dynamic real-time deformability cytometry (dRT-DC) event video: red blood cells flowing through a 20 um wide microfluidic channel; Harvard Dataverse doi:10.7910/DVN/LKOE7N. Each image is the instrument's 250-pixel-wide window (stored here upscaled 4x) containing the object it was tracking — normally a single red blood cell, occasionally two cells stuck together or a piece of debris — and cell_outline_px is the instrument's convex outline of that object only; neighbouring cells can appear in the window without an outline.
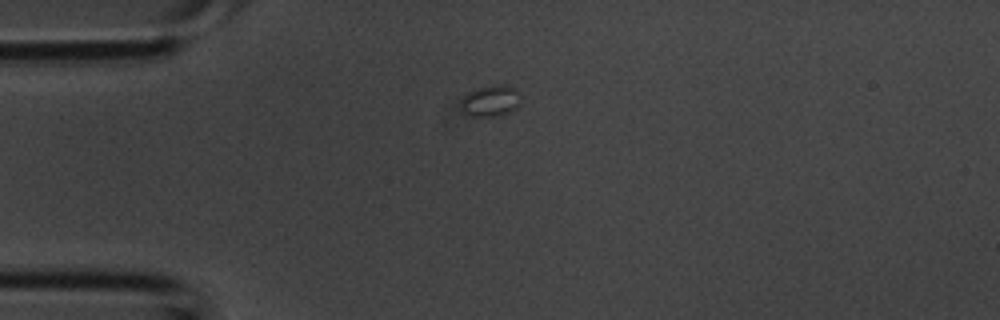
{"species": "common noctule bat (a hibernating species)", "species_latin": "Nyctalus noctula", "temperature_condition": "room temperature", "stored_images_in_passage": 3, "camera_frame_rate_fps": 3000, "um_per_image_px": 0.085, "animal": {"sex": "male", "body_mass_g": 20.1, "forearm_length_mm": 53.5}, "frame": {"image": 1, "passage_image": 1, "time_ms": 0.0, "image_size_px": [1000, 320], "cell_outline_px": [[520, 104], [516, 108], [508, 112], [496, 116], [468, 116], [460, 108], [460, 100], [468, 92], [476, 88], [496, 84], [500, 84], [516, 88]], "centroid_in_image_um": [41.65, 8.57], "position_along_channel_um": 43.3, "area_um2": 10.92}}